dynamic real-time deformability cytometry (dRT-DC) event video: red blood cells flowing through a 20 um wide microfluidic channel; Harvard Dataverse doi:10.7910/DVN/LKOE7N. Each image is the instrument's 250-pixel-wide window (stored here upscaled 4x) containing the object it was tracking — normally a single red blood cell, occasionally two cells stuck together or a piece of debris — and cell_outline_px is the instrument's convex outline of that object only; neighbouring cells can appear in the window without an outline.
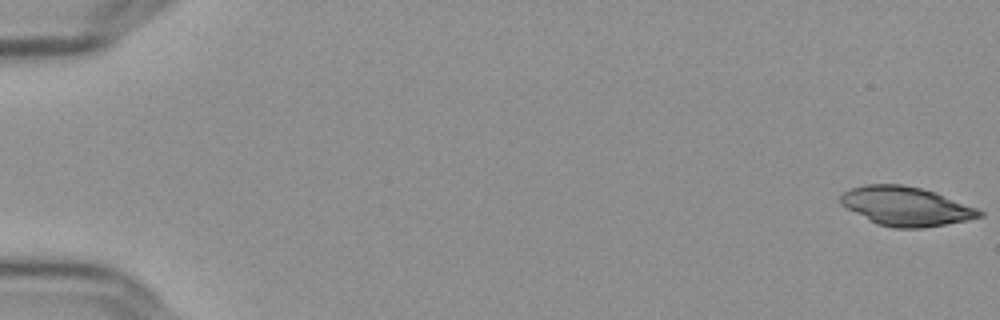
{"species": "Egyptian fruit bat (a non-hibernating species)", "species_latin": "Rousettus aegyptiacus", "temperature_condition": "cold", "stored_images_in_passage": 56, "camera_frame_rate_fps": 3000, "um_per_image_px": 0.085, "frame": {"image": 1, "passage_image": 1, "time_ms": 0.0, "image_size_px": [1000, 320], "cell_outline_px": [[984, 216], [968, 220], [924, 228], [892, 228], [876, 224], [840, 204], [840, 196], [844, 192], [852, 188], [864, 184], [904, 184], [936, 192], [976, 208], [984, 212]], "centroid_in_image_um": [77.01, 17.53], "position_along_channel_um": 8.0, "area_um2": 31.62}}
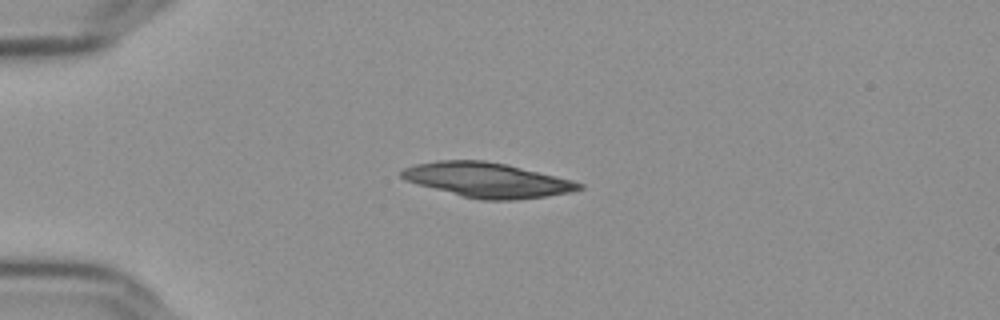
{"frame": {"image": 2, "passage_image": 15, "time_ms": 4.667, "image_size_px": [1000, 320], "cell_outline_px": [[584, 188], [572, 192], [544, 196], [512, 200], [480, 200], [460, 196], [404, 180], [400, 176], [400, 172], [404, 168], [416, 164], [436, 160], [484, 160], [508, 164], [572, 180], [584, 184]], "centroid_in_image_um": [41.41, 15.3], "position_along_channel_um": 43.6, "area_um2": 35.95}}